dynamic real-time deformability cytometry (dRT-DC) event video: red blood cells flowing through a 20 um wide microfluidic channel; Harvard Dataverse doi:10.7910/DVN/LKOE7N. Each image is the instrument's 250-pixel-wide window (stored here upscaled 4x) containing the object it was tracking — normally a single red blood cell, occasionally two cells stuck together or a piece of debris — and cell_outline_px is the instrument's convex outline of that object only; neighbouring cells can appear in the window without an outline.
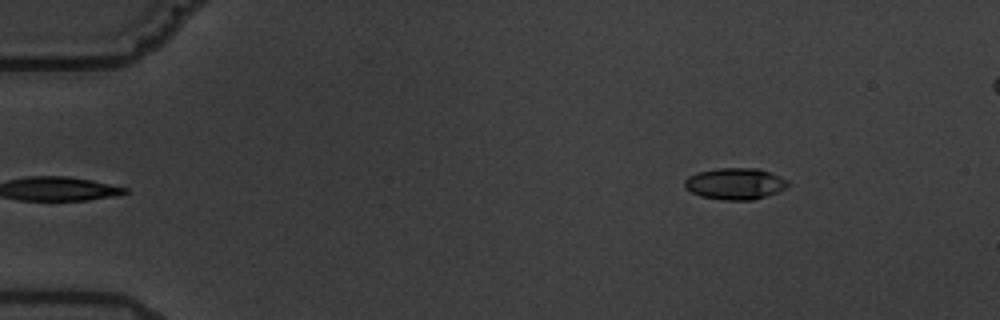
{"species": "common noctule bat (a hibernating species)", "species_latin": "Nyctalus noctula", "temperature_condition": "warm", "stored_images_in_passage": 3, "camera_frame_rate_fps": 3000, "um_per_image_px": 0.085, "animal": {"sex": "male", "body_mass_g": 19.5, "forearm_length_mm": 54.6}, "frame": {"image": 1, "passage_image": 3, "time_ms": 2.333, "image_size_px": [1000, 320], "cell_outline_px": [[788, 184], [780, 192], [768, 196], [752, 200], [724, 200], [700, 196], [684, 188], [684, 180], [688, 176], [696, 172], [716, 168], [760, 168], [780, 176], [788, 180]], "centroid_in_image_um": [62.48, 15.61], "position_along_channel_um": 22.5, "area_um2": 19.25}}